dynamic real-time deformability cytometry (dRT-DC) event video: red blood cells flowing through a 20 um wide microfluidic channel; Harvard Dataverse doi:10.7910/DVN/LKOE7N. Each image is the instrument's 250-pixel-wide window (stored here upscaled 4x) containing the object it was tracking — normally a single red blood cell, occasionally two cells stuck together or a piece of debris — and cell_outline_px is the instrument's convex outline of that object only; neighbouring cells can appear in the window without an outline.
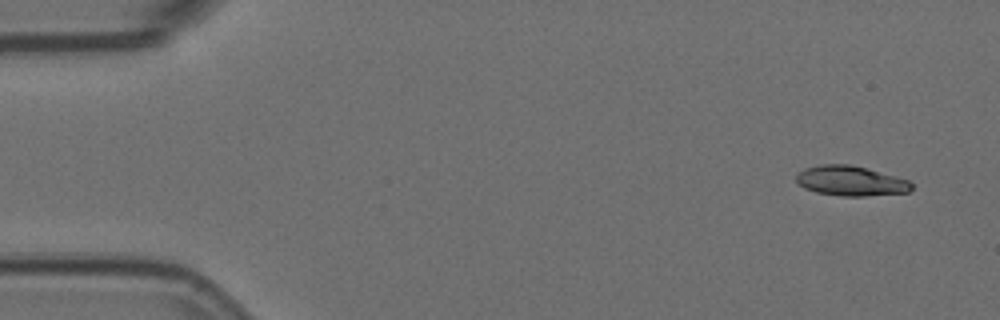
{"species": "Egyptian fruit bat (a non-hibernating species)", "species_latin": "Rousettus aegyptiacus", "temperature_condition": "room temperature", "stored_images_in_passage": 3, "camera_frame_rate_fps": 3000, "um_per_image_px": 0.085, "animal": {"sex": "female"}, "frame": {"image": 1, "passage_image": 1, "time_ms": 0.0, "image_size_px": [1000, 320], "cell_outline_px": [[912, 188], [908, 192], [864, 196], [840, 196], [816, 192], [804, 188], [796, 180], [796, 176], [804, 168], [820, 164], [848, 164], [864, 168], [908, 180], [912, 184]], "centroid_in_image_um": [72.27, 15.38], "position_along_channel_um": 12.7, "area_um2": 19.83}}